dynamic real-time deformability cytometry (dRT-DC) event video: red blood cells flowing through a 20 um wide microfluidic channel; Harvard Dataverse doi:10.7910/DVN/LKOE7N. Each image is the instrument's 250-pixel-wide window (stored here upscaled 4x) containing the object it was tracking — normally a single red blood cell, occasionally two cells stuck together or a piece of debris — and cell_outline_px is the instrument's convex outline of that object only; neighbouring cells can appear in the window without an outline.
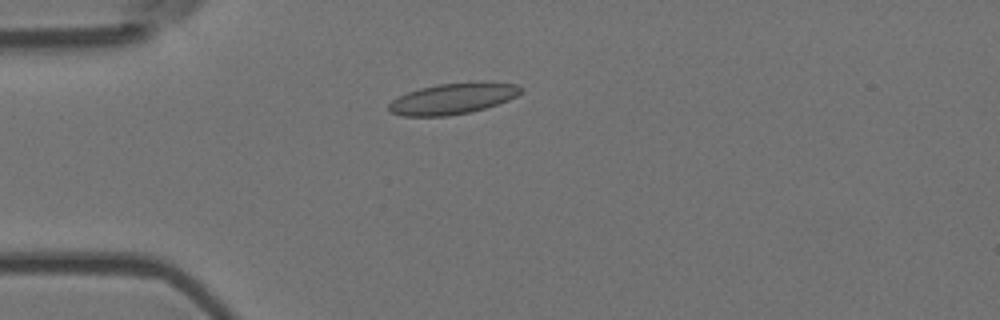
{"species": "Egyptian fruit bat (a non-hibernating species)", "species_latin": "Rousettus aegyptiacus", "temperature_condition": "room temperature", "stored_images_in_passage": 7, "camera_frame_rate_fps": 3000, "um_per_image_px": 0.085, "animal": {"sex": "female"}, "frame": {"image": 1, "passage_image": 4, "time_ms": 1.0, "image_size_px": [1000, 320], "cell_outline_px": [[524, 92], [508, 100], [472, 112], [448, 116], [404, 116], [388, 112], [388, 104], [392, 100], [408, 92], [420, 88], [440, 84], [520, 84], [524, 88]], "centroid_in_image_um": [38.44, 8.43], "position_along_channel_um": 46.6, "area_um2": 23.18}}
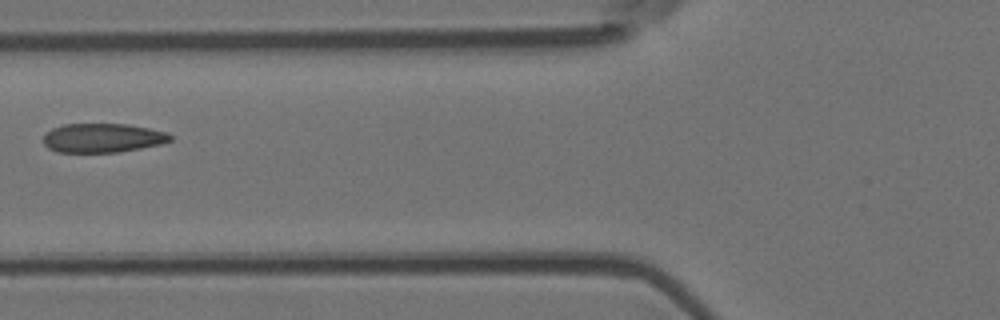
{"frame": {"image": 2, "passage_image": 6, "time_ms": 1.667, "image_size_px": [1000, 320], "cell_outline_px": [[172, 140], [160, 144], [140, 148], [116, 152], [56, 152], [48, 148], [44, 144], [44, 132], [52, 128], [64, 124], [128, 124], [168, 132], [172, 136]], "centroid_in_image_um": [8.7, 11.72], "position_along_channel_um": 117.1, "area_um2": 21.56}}
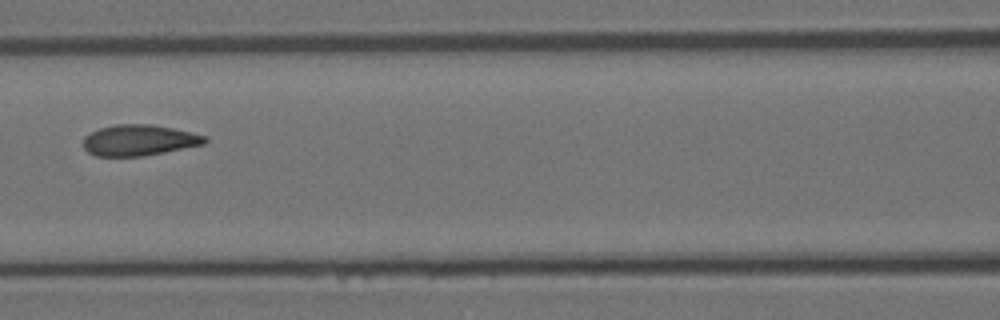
{"frame": {"image": 3, "passage_image": 7, "time_ms": 2.0, "image_size_px": [1000, 320], "cell_outline_px": [[208, 140], [204, 144], [144, 156], [96, 156], [88, 152], [84, 148], [84, 136], [100, 128], [116, 124], [152, 124], [172, 128], [208, 136]], "centroid_in_image_um": [11.83, 11.92], "position_along_channel_um": 154.8, "area_um2": 21.85}}